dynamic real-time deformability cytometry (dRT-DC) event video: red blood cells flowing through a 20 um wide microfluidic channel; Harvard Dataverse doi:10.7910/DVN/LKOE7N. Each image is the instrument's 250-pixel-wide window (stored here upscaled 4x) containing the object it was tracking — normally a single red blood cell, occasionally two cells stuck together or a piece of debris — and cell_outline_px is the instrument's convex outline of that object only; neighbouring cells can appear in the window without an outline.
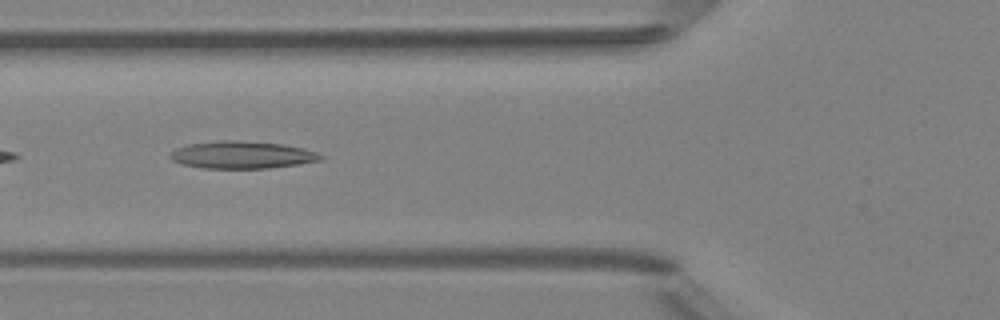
{"species": "Egyptian fruit bat (a non-hibernating species)", "species_latin": "Rousettus aegyptiacus", "temperature_condition": "room temperature", "stored_images_in_passage": 5, "camera_frame_rate_fps": 3000, "um_per_image_px": 0.085, "animal": {"sex": "female"}, "frame": {"image": 1, "passage_image": 5, "time_ms": 4.667, "image_size_px": [1000, 320], "cell_outline_px": [[324, 156], [320, 160], [296, 164], [268, 168], [204, 168], [180, 164], [172, 160], [168, 156], [168, 152], [176, 148], [188, 144], [220, 140], [236, 140], [284, 144], [304, 148], [316, 152]], "centroid_in_image_um": [20.51, 13.16], "position_along_channel_um": 105.3, "area_um2": 24.04}}